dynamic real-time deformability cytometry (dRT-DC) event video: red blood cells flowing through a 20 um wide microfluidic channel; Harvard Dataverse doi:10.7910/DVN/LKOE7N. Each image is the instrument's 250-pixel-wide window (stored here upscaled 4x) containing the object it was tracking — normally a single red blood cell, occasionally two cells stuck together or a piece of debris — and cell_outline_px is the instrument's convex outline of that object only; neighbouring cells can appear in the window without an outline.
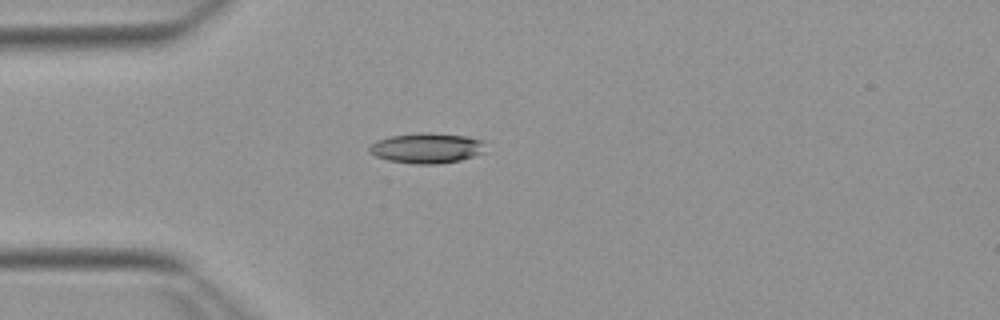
{"species": "Egyptian fruit bat (a non-hibernating species)", "species_latin": "Rousettus aegyptiacus", "temperature_condition": "warm", "stored_images_in_passage": 17, "camera_frame_rate_fps": 3000, "um_per_image_px": 0.085, "animal": {"sex": "female"}, "frame": {"image": 1, "passage_image": 3, "time_ms": 0.667, "image_size_px": [1000, 320], "cell_outline_px": [[484, 140], [480, 152], [472, 156], [460, 160], [436, 164], [416, 164], [388, 160], [376, 156], [368, 152], [368, 148], [376, 140], [392, 136], [424, 132], [428, 132], [464, 136]], "centroid_in_image_um": [36.21, 12.58], "position_along_channel_um": 48.8, "area_um2": 20.11}}
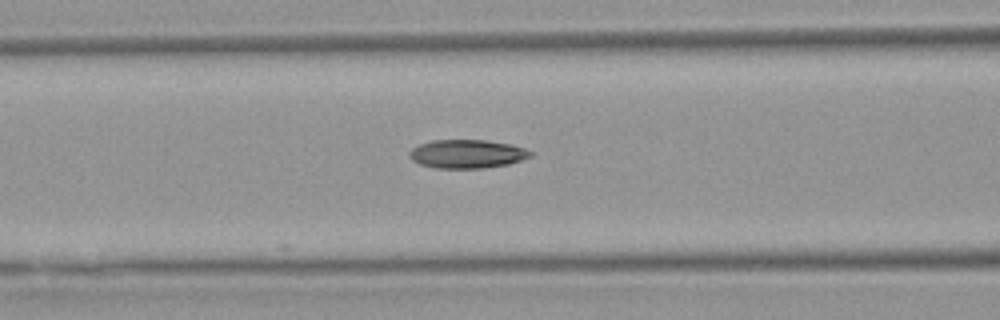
{"frame": {"image": 2, "passage_image": 10, "time_ms": 3.0, "image_size_px": [1000, 320], "cell_outline_px": [[532, 156], [508, 164], [484, 168], [432, 168], [420, 164], [412, 160], [408, 156], [408, 152], [412, 148], [420, 144], [432, 140], [484, 140], [512, 144], [524, 148], [532, 152]], "centroid_in_image_um": [39.67, 13.08], "position_along_channel_um": 126.9, "area_um2": 20.23}}
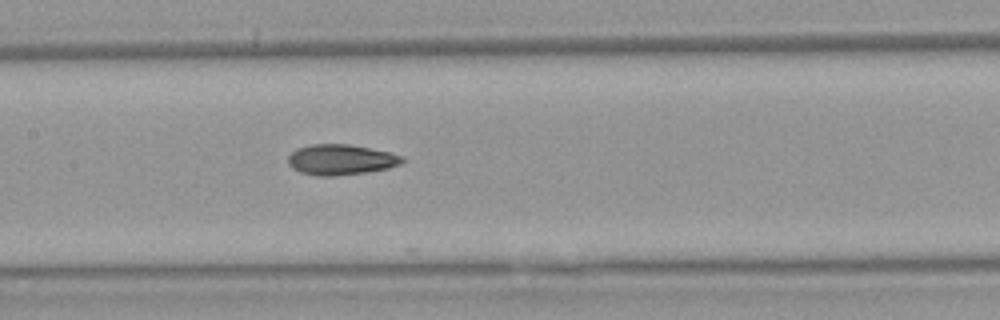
{"frame": {"image": 3, "passage_image": 14, "time_ms": 4.333, "image_size_px": [1000, 320], "cell_outline_px": [[404, 160], [400, 164], [388, 168], [364, 172], [332, 176], [320, 176], [300, 172], [292, 168], [288, 164], [288, 156], [296, 148], [312, 144], [348, 144], [388, 152], [404, 156]], "centroid_in_image_um": [28.94, 13.56], "position_along_channel_um": 178.5, "area_um2": 20.11}}